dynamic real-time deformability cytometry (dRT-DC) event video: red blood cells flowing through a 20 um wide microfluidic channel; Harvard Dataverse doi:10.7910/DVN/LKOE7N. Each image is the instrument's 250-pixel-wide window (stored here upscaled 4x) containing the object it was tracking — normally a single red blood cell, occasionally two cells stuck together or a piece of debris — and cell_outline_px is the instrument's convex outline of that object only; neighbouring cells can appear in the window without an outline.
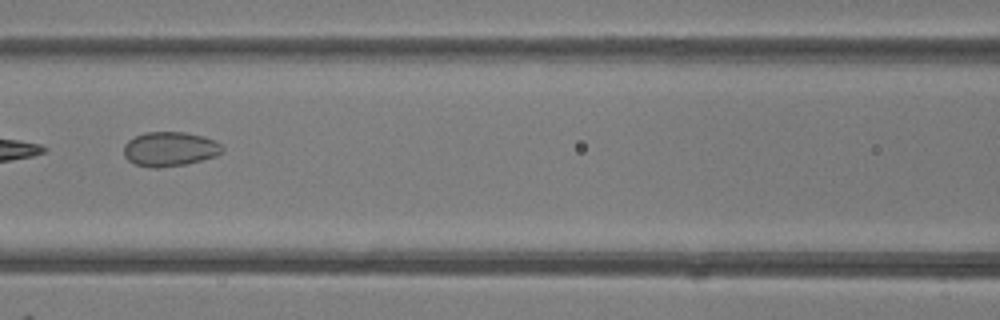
{"species": "common noctule bat (a hibernating species)", "species_latin": "Nyctalus noctula", "temperature_condition": "room temperature", "stored_images_in_passage": 8, "camera_frame_rate_fps": 3000, "um_per_image_px": 0.085, "animal": {"sex": "female"}, "frame": {"image": 1, "passage_image": 7, "time_ms": 7.0, "image_size_px": [1000, 320], "cell_outline_px": [[224, 148], [216, 156], [184, 164], [160, 168], [152, 168], [136, 164], [128, 160], [124, 156], [124, 144], [128, 140], [136, 136], [148, 132], [184, 132], [204, 136], [216, 140]], "centroid_in_image_um": [14.43, 12.66], "position_along_channel_um": 152.2, "area_um2": 19.71}}
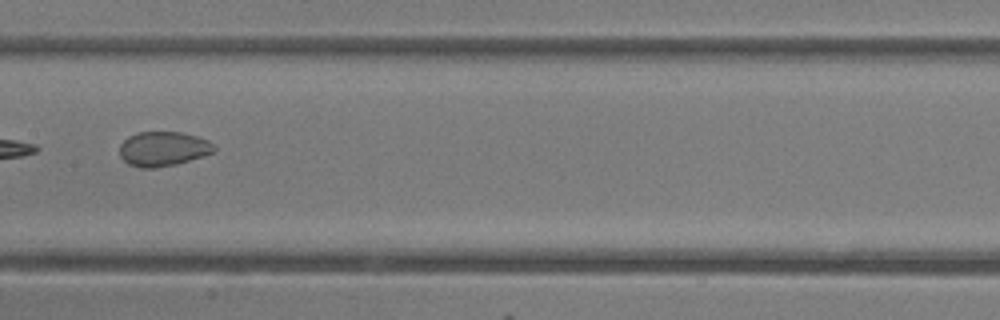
{"frame": {"image": 2, "passage_image": 8, "time_ms": 8.0, "image_size_px": [1000, 320], "cell_outline_px": [[216, 148], [212, 152], [204, 156], [176, 164], [156, 168], [140, 168], [128, 164], [120, 156], [120, 144], [128, 136], [136, 132], [180, 132], [196, 136], [208, 140]], "centroid_in_image_um": [13.84, 12.65], "position_along_channel_um": 193.6, "area_um2": 19.07}}